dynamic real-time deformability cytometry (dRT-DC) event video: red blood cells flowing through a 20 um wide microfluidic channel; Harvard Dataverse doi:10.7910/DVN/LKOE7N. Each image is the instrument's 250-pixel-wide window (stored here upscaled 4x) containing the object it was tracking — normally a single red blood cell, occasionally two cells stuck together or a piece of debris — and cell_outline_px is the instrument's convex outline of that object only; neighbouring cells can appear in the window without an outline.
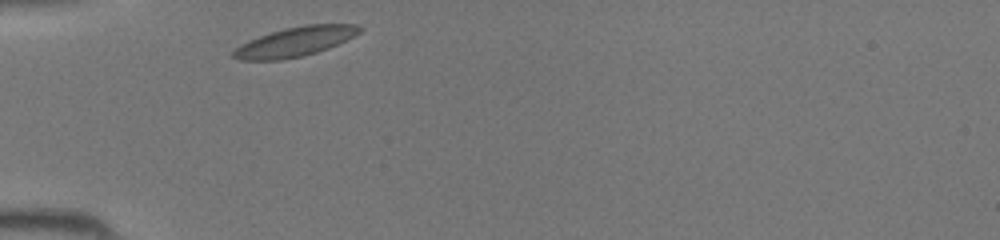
{"species": "common noctule bat (a hibernating species)", "species_latin": "Nyctalus noctula", "temperature_condition": "room temperature", "stored_images_in_passage": 25, "camera_frame_rate_fps": 3000, "um_per_image_px": 0.085, "animal": {"sex": "female", "body_mass_g": 19.5, "forearm_length_mm": 54.1}, "frame": {"image": 1, "passage_image": 1, "time_ms": 0.0, "image_size_px": [1000, 240], "cell_outline_px": [[364, 28], [360, 32], [328, 48], [316, 52], [300, 56], [280, 60], [240, 60], [232, 56], [232, 52], [240, 44], [248, 40], [284, 28], [304, 24], [356, 24]], "centroid_in_image_um": [25.06, 3.53], "position_along_channel_um": 59.9, "area_um2": 21.44}}
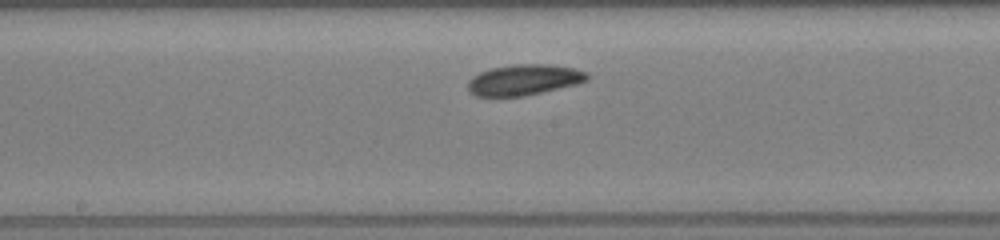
{"frame": {"image": 2, "passage_image": 11, "time_ms": 3.333, "image_size_px": [1000, 240], "cell_outline_px": [[588, 80], [576, 84], [524, 96], [476, 96], [468, 92], [468, 80], [472, 76], [480, 72], [492, 68], [516, 64], [548, 64], [572, 68], [588, 72]], "centroid_in_image_um": [44.51, 6.78], "position_along_channel_um": 203.7, "area_um2": 21.27}}
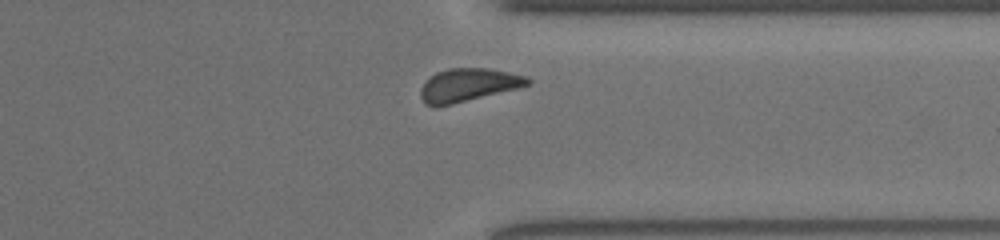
{"frame": {"image": 3, "passage_image": 22, "time_ms": 7.0, "image_size_px": [1000, 240], "cell_outline_px": [[532, 84], [436, 108], [432, 108], [424, 104], [420, 96], [420, 88], [436, 72], [448, 68], [484, 68], [508, 72], [528, 76], [532, 80]], "centroid_in_image_um": [39.77, 7.24], "position_along_channel_um": 371.6, "area_um2": 20.63}}